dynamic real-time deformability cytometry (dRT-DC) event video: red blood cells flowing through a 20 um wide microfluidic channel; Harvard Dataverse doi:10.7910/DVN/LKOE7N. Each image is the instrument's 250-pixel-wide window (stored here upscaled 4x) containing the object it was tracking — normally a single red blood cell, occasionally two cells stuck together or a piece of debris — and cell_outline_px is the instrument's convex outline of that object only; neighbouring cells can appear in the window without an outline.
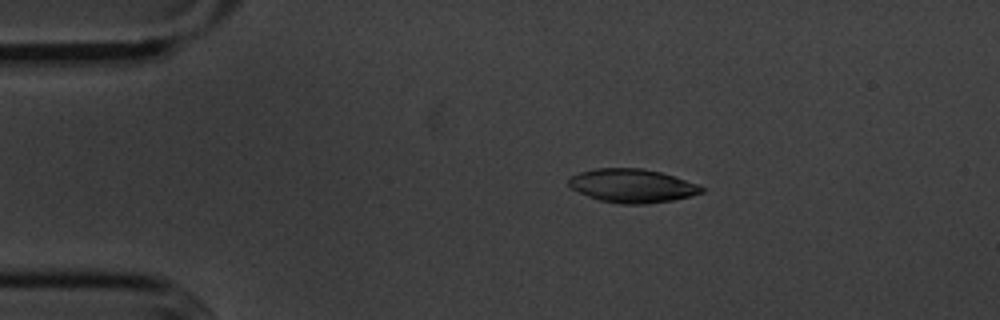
{"species": "common noctule bat (a hibernating species)", "species_latin": "Nyctalus noctula", "temperature_condition": "cold", "stored_images_in_passage": 4, "camera_frame_rate_fps": 3000, "um_per_image_px": 0.085, "animal": {"sex": "male", "body_mass_g": 20.1, "forearm_length_mm": 53.5}, "frame": {"image": 1, "passage_image": 2, "time_ms": 2.0, "image_size_px": [1000, 320], "cell_outline_px": [[708, 188], [704, 192], [692, 196], [672, 200], [648, 204], [620, 204], [600, 200], [588, 196], [572, 188], [568, 184], [568, 180], [572, 176], [580, 172], [596, 168], [640, 168], [660, 172]], "centroid_in_image_um": [53.76, 15.8], "position_along_channel_um": 31.2, "area_um2": 25.89}}
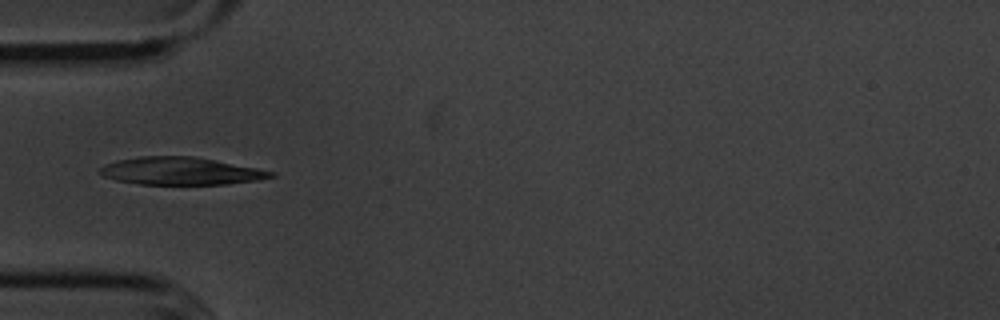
{"frame": {"image": 2, "passage_image": 4, "time_ms": 4.333, "image_size_px": [1000, 320], "cell_outline_px": [[276, 176], [260, 180], [228, 184], [140, 184], [116, 180], [104, 176], [96, 172], [104, 164], [116, 160], [136, 156], [192, 156], [256, 168], [276, 172]], "centroid_in_image_um": [15.33, 14.54], "position_along_channel_um": 69.7, "area_um2": 27.51}}